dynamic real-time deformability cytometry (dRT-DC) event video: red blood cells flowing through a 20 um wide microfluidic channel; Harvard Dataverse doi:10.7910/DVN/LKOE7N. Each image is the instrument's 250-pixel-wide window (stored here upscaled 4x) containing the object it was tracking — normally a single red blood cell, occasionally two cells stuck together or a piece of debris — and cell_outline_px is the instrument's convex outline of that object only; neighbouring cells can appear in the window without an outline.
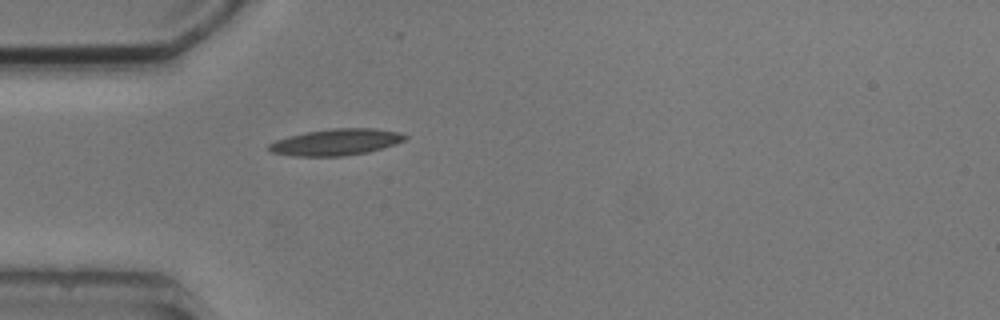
{"species": "common noctule bat (a hibernating species)", "species_latin": "Nyctalus noctula", "temperature_condition": "cold", "stored_images_in_passage": 1, "camera_frame_rate_fps": 3000, "um_per_image_px": 0.085, "animal": {"sex": "male", "body_mass_g": 20.5, "forearm_length_mm": 52.5}, "frame": {"image": 1, "passage_image": 1, "time_ms": 0.0, "image_size_px": [1000, 320], "cell_outline_px": [[408, 136], [404, 140], [368, 152], [344, 156], [292, 156], [272, 152], [268, 148], [268, 144], [276, 140], [288, 136], [308, 132], [332, 128], [376, 128], [400, 132]], "centroid_in_image_um": [28.55, 12.07], "position_along_channel_um": 56.5, "area_um2": 20.81}}